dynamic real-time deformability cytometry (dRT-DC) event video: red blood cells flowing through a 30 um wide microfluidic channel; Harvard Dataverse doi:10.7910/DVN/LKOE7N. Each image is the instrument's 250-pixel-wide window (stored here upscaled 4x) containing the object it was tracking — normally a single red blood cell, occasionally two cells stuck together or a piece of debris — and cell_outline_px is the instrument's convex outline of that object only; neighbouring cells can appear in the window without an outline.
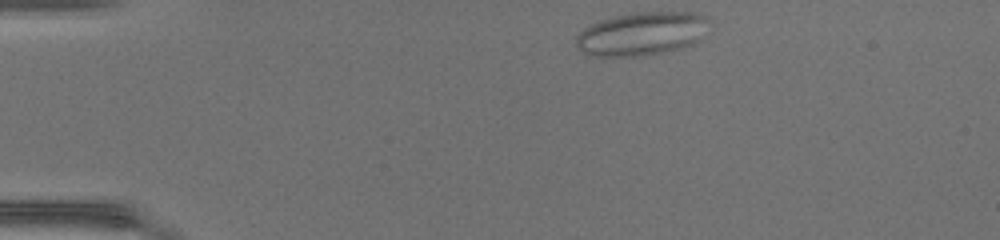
{"species": "common noctule bat (a hibernating species)", "species_latin": "Nyctalus noctula", "temperature_condition": "warm", "stored_images_in_passage": 40, "camera_frame_rate_fps": 3000, "um_per_image_px": 0.085, "animal": {"sex": "female", "body_mass_g": 17.0, "forearm_length_mm": 48.0}, "frame": {"image": 1, "passage_image": 1, "time_ms": 0.0, "image_size_px": [1000, 240], "cell_outline_px": [[708, 20], [696, 40], [692, 44], [680, 48], [660, 52], [632, 56], [588, 56], [576, 44], [576, 36], [584, 28], [600, 20], [616, 16], [636, 12], [692, 12], [704, 16]], "centroid_in_image_um": [54.46, 2.86], "position_along_channel_um": 30.5, "area_um2": 32.77}}
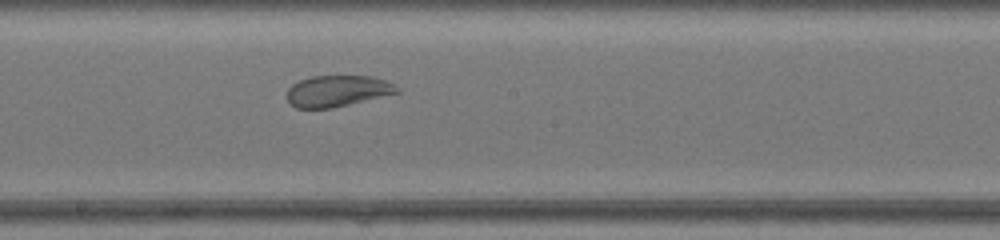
{"frame": {"image": 2, "passage_image": 19, "time_ms": 6.0, "image_size_px": [1000, 240], "cell_outline_px": [[400, 92], [332, 108], [296, 108], [288, 100], [288, 88], [292, 84], [300, 80], [312, 76], [372, 76], [384, 80], [400, 88]], "centroid_in_image_um": [28.68, 7.73], "position_along_channel_um": 219.5, "area_um2": 19.83}}
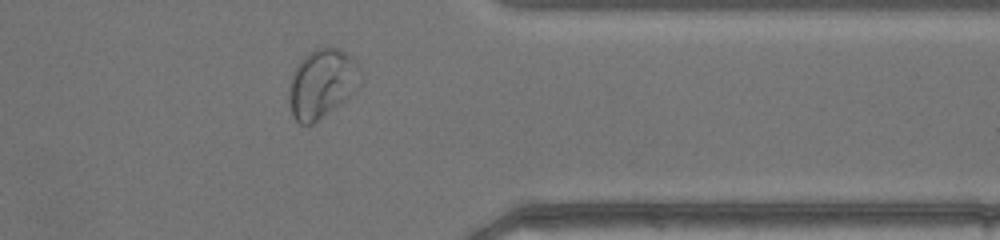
{"frame": {"image": 3, "passage_image": 31, "time_ms": 10.0, "image_size_px": [1000, 240], "cell_outline_px": [[360, 84], [356, 92], [312, 124], [300, 124], [292, 116], [288, 100], [288, 84], [292, 72], [296, 64], [308, 52], [316, 48], [340, 48], [352, 56], [360, 64]], "centroid_in_image_um": [27.36, 7.08], "position_along_channel_um": 384.0, "area_um2": 29.25}, "authors_computed_cell_mechanics": {"area_um2": 27.1082, "velocity_mm_per_s": 4.328, "shape_relaxation_time_tau1_ms": null, "shape_relaxation_time_tau2_ms": 1.0842, "deformation_change_tau1": null, "deformation_change_tau2": 0.061}}